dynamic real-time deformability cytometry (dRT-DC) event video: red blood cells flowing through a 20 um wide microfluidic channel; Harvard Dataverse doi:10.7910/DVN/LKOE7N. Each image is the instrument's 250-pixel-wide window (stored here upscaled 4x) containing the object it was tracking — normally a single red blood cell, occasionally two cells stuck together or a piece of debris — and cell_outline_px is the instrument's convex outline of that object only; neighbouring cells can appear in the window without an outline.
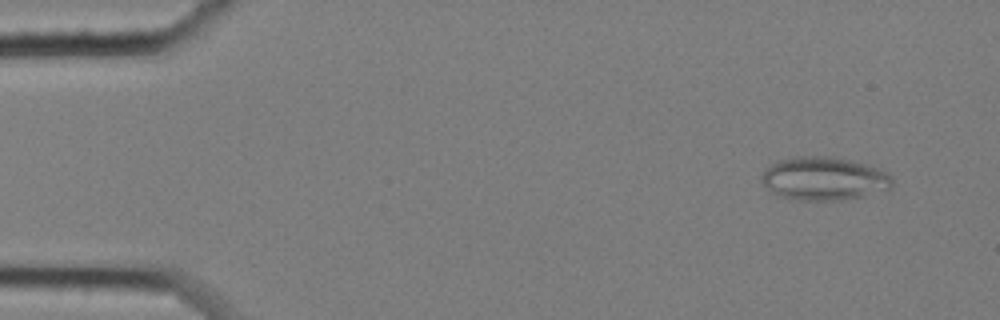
{"species": "common noctule bat (a hibernating species)", "species_latin": "Nyctalus noctula", "temperature_condition": "cold", "stored_images_in_passage": 57, "camera_frame_rate_fps": 3000, "um_per_image_px": 0.085, "animal": {"sex": "female", "body_mass_g": 25.1}, "frame": {"image": 1, "passage_image": 4, "time_ms": 1.0, "image_size_px": [1000, 320], "cell_outline_px": [[892, 188], [860, 196], [840, 200], [800, 200], [784, 196], [772, 192], [760, 180], [760, 176], [764, 168], [780, 160], [796, 156], [828, 156], [848, 160], [864, 164], [888, 172], [892, 180]], "centroid_in_image_um": [70.01, 15.17], "position_along_channel_um": 15.0, "area_um2": 32.6}}
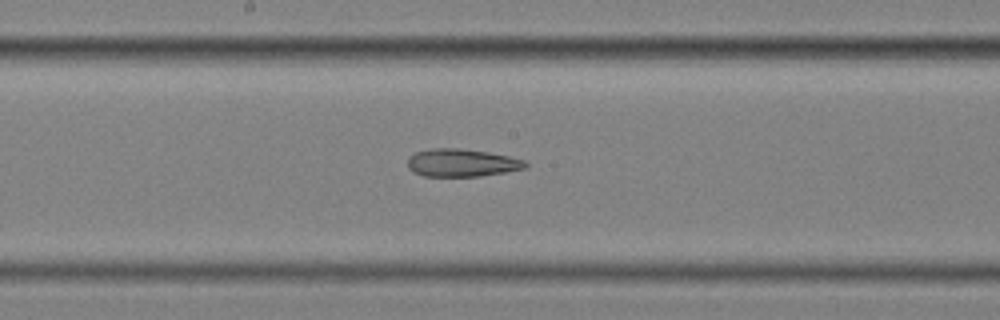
{"frame": {"image": 2, "passage_image": 30, "time_ms": 9.667, "image_size_px": [1000, 320], "cell_outline_px": [[528, 164], [524, 168], [504, 172], [480, 176], [424, 176], [412, 172], [408, 168], [408, 156], [416, 152], [428, 148], [460, 148], [488, 152], [508, 156], [524, 160]], "centroid_in_image_um": [39.2, 13.83], "position_along_channel_um": 209.0, "area_um2": 19.07}}
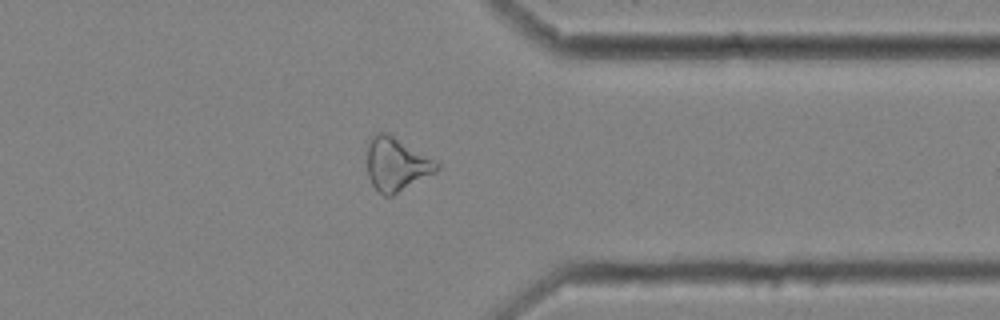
{"frame": {"image": 3, "passage_image": 45, "time_ms": 14.667, "image_size_px": [1000, 320], "cell_outline_px": [[440, 164], [436, 172], [392, 196], [384, 196], [372, 184], [368, 176], [368, 140], [372, 136], [380, 132], [388, 132]], "centroid_in_image_um": [33.68, 13.96], "position_along_channel_um": 377.7, "area_um2": 21.39}, "authors_computed_cell_mechanics": {"area_um2": 23.1778, "velocity_mm_per_s": 3.4816, "shape_relaxation_time_tau1_ms": null, "shape_relaxation_time_tau2_ms": 3.2855, "deformation_change_tau1": null, "deformation_change_tau2": 0.1363}}